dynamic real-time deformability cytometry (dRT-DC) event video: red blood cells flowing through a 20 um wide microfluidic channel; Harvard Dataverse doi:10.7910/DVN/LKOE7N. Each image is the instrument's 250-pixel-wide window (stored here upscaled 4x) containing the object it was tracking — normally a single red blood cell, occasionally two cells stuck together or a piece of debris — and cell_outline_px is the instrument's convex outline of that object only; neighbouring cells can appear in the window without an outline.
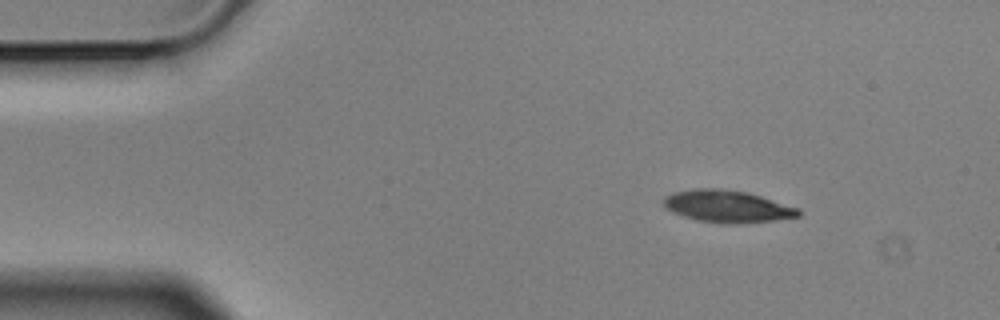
{"species": "Egyptian fruit bat (a non-hibernating species)", "species_latin": "Rousettus aegyptiacus", "temperature_condition": "cold", "stored_images_in_passage": 4, "camera_frame_rate_fps": 3000, "um_per_image_px": 0.085, "animal": {"sex": "male"}, "frame": {"image": 1, "passage_image": 2, "time_ms": 0.333, "image_size_px": [1000, 320], "cell_outline_px": [[800, 216], [772, 220], [736, 224], [724, 224], [696, 220], [672, 212], [664, 208], [664, 196], [672, 192], [692, 188], [720, 188], [748, 192], [800, 208]], "centroid_in_image_um": [61.79, 17.53], "position_along_channel_um": 23.2, "area_um2": 25.49}}